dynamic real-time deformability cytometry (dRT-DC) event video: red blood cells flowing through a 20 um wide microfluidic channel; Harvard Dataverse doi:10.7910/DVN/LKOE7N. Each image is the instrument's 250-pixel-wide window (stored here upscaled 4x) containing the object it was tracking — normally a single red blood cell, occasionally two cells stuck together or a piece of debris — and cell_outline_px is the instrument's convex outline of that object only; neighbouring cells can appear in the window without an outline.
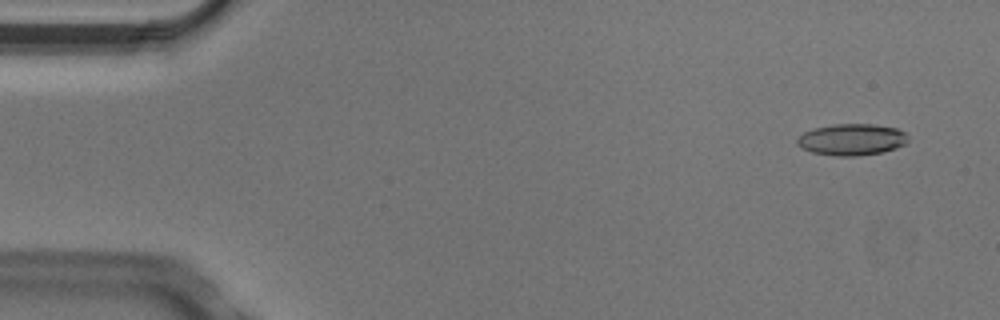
{"species": "Egyptian fruit bat (a non-hibernating species)", "species_latin": "Rousettus aegyptiacus", "temperature_condition": "cold", "stored_images_in_passage": 5, "camera_frame_rate_fps": 3000, "um_per_image_px": 0.085, "animal": {"sex": "male"}, "frame": {"image": 1, "passage_image": 1, "time_ms": 0.0, "image_size_px": [1000, 320], "cell_outline_px": [[908, 140], [904, 144], [896, 148], [880, 152], [856, 156], [836, 156], [812, 152], [796, 144], [796, 136], [804, 132], [816, 128], [832, 124], [872, 124], [896, 128], [904, 132], [908, 136]], "centroid_in_image_um": [72.37, 11.86], "position_along_channel_um": 12.6, "area_um2": 20.29}}